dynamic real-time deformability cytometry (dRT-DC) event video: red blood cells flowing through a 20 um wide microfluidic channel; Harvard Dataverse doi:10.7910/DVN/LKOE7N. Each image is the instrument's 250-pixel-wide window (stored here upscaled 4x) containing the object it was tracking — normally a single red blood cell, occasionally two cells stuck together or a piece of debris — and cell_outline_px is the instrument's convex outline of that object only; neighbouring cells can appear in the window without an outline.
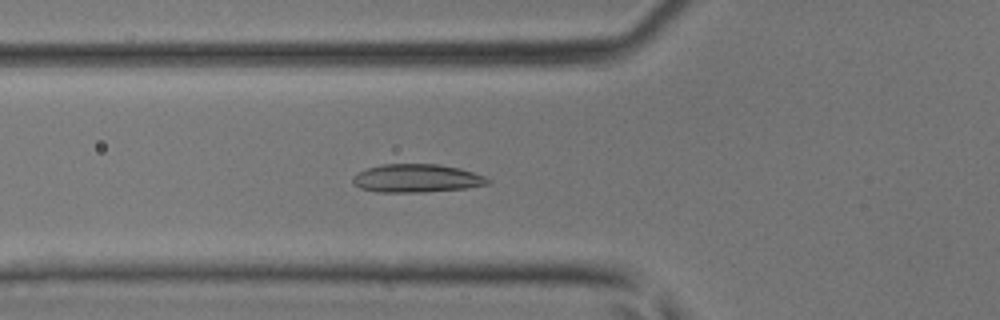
{"species": "common noctule bat (a hibernating species)", "species_latin": "Nyctalus noctula", "temperature_condition": "room temperature", "stored_images_in_passage": 43, "camera_frame_rate_fps": 3000, "um_per_image_px": 0.085, "animal": {"sex": "male", "body_mass_g": 17.9, "forearm_length_mm": 54.2}, "frame": {"image": 1, "passage_image": 16, "time_ms": 5.0, "image_size_px": [1000, 320], "cell_outline_px": [[492, 180], [488, 184], [468, 188], [428, 192], [376, 192], [360, 188], [352, 184], [352, 176], [356, 172], [380, 164], [440, 164], [460, 168], [484, 176]], "centroid_in_image_um": [35.39, 15.16], "position_along_channel_um": 90.4, "area_um2": 22.54}}
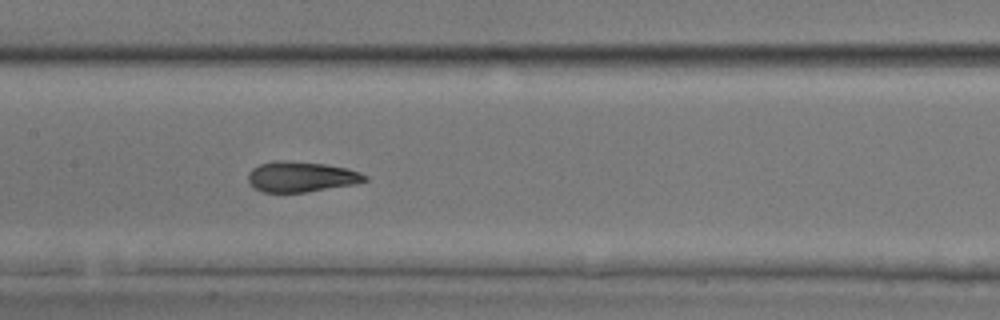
{"frame": {"image": 2, "passage_image": 22, "time_ms": 7.0, "image_size_px": [1000, 320], "cell_outline_px": [[368, 180], [356, 184], [304, 192], [264, 192], [252, 188], [248, 184], [248, 172], [252, 168], [260, 164], [276, 160], [280, 160], [324, 164], [348, 168], [360, 172], [368, 176]], "centroid_in_image_um": [25.58, 15.03], "position_along_channel_um": 181.8, "area_um2": 20.81}}
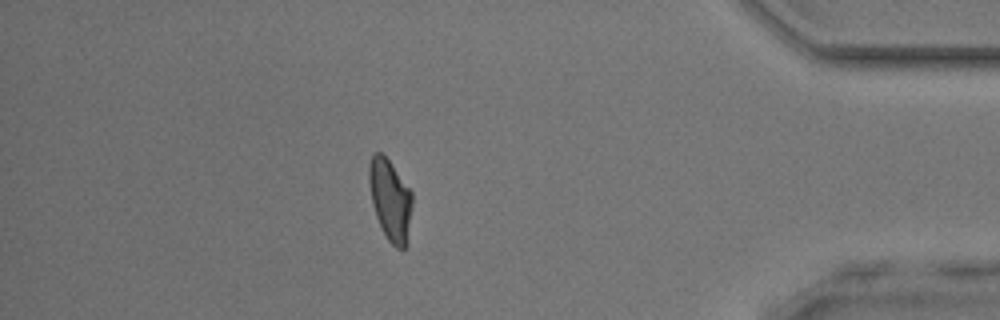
{"frame": {"image": 3, "passage_image": 39, "time_ms": 12.667, "image_size_px": [1000, 320], "cell_outline_px": [[412, 204], [408, 244], [404, 248], [396, 248], [388, 240], [376, 216], [372, 204], [368, 180], [368, 164], [372, 152], [380, 152], [388, 160], [412, 192]], "centroid_in_image_um": [33.16, 16.99], "position_along_channel_um": 402.0, "area_um2": 20.52}}